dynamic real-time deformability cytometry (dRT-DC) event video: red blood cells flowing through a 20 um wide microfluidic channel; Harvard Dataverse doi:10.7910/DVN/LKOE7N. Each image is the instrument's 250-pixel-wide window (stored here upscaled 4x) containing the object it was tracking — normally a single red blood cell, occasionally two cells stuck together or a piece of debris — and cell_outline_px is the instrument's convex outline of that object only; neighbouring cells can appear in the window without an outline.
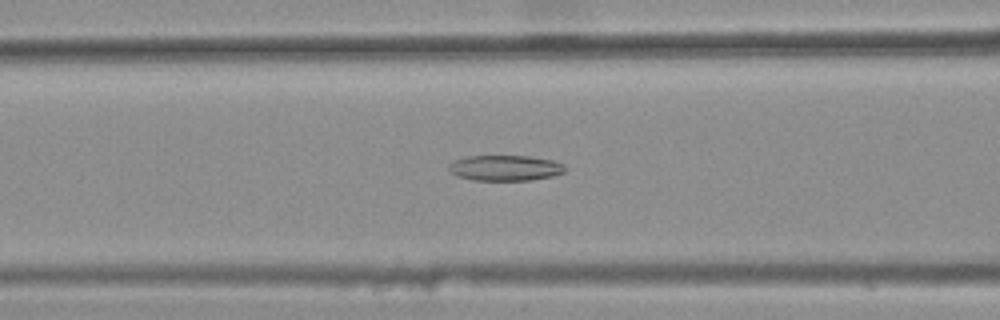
{"species": "common noctule bat (a hibernating species)", "species_latin": "Nyctalus noctula", "temperature_condition": "warm", "stored_images_in_passage": 40, "camera_frame_rate_fps": 3000, "um_per_image_px": 0.085, "animal": {"sex": "female", "body_mass_g": 25.1}, "frame": {"image": 1, "passage_image": 16, "time_ms": 5.0, "image_size_px": [1000, 320], "cell_outline_px": [[564, 172], [552, 176], [528, 180], [472, 180], [456, 176], [448, 168], [448, 164], [464, 156], [528, 156], [552, 160], [564, 164]], "centroid_in_image_um": [42.91, 14.27], "position_along_channel_um": 123.7, "area_um2": 17.22}}
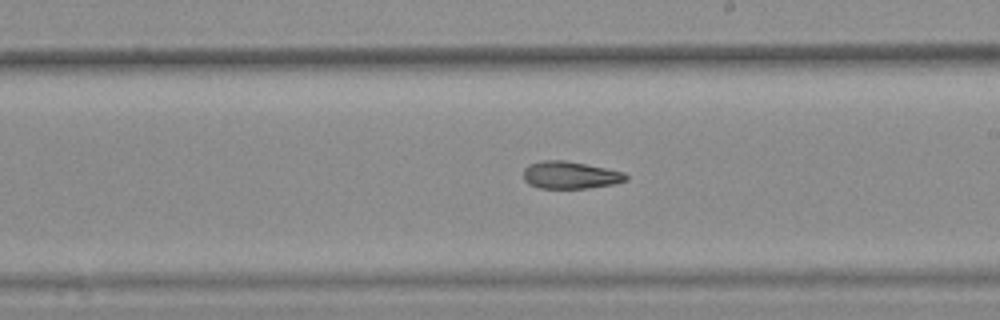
{"frame": {"image": 2, "passage_image": 25, "time_ms": 8.0, "image_size_px": [1000, 320], "cell_outline_px": [[628, 180], [616, 184], [588, 188], [540, 188], [528, 184], [524, 180], [524, 168], [528, 164], [540, 160], [564, 160], [624, 172], [628, 176]], "centroid_in_image_um": [48.46, 14.88], "position_along_channel_um": 240.5, "area_um2": 16.42}}
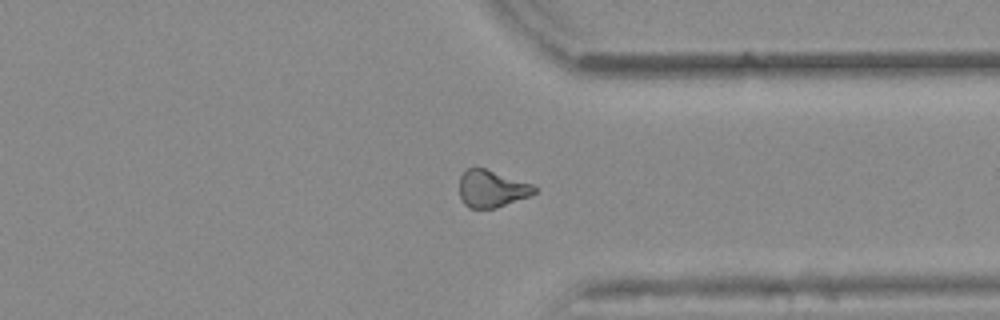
{"frame": {"image": 3, "passage_image": 35, "time_ms": 11.333, "image_size_px": [1000, 320], "cell_outline_px": [[540, 188], [536, 192], [528, 196], [496, 208], [468, 208], [464, 204], [460, 196], [460, 176], [464, 168], [484, 168], [532, 184]], "centroid_in_image_um": [41.78, 16.04], "position_along_channel_um": 369.6, "area_um2": 16.18}, "authors_computed_cell_mechanics": {"area_um2": 17.0221, "velocity_mm_per_s": 3.9035, "shape_relaxation_time_tau1_ms": null, "shape_relaxation_time_tau2_ms": 5.1521, "deformation_change_tau1": null, "deformation_change_tau2": 0.1431}}